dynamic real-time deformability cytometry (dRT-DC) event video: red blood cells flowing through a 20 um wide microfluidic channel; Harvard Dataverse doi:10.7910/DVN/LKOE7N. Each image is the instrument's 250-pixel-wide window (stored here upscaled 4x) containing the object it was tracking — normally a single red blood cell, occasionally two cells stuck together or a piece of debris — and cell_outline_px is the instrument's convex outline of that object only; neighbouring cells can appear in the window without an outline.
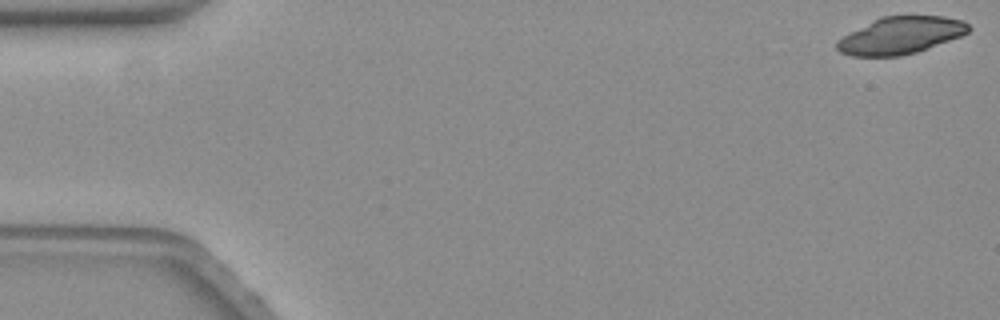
{"species": "common noctule bat (a hibernating species)", "species_latin": "Nyctalus noctula", "temperature_condition": "warm", "stored_images_in_passage": 21, "camera_frame_rate_fps": 3000, "um_per_image_px": 0.085, "animal": {"sex": "female", "body_mass_g": 19.3, "forearm_length_mm": 54.1}, "frame": {"image": 1, "passage_image": 1, "time_ms": 0.0, "image_size_px": [1000, 320], "cell_outline_px": [[972, 28], [968, 32], [960, 36], [916, 52], [900, 56], [852, 56], [840, 52], [836, 48], [836, 40], [872, 20], [880, 16], [944, 16], [964, 20]], "centroid_in_image_um": [76.55, 3.0], "position_along_channel_um": 8.5, "area_um2": 28.38}}